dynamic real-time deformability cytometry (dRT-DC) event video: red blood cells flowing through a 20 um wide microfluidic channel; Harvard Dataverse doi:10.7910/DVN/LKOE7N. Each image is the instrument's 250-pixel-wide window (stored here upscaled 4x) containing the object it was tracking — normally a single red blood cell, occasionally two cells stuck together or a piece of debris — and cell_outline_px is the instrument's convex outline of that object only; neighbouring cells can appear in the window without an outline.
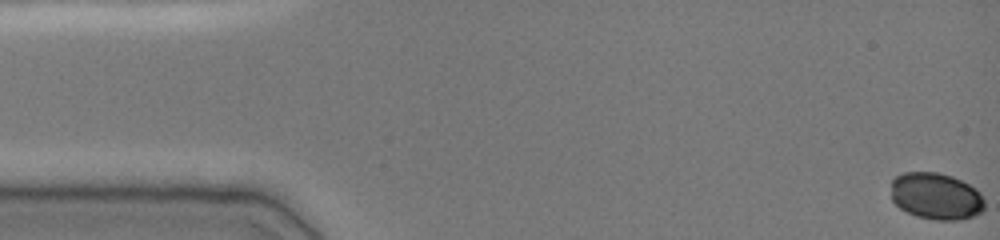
{"species": "common noctule bat (a hibernating species)", "species_latin": "Nyctalus noctula", "temperature_condition": "cold", "stored_images_in_passage": 48, "camera_frame_rate_fps": 3000, "um_per_image_px": 0.085, "animal": {"sex": "female", "body_mass_g": 19.0, "forearm_length_mm": 51.5}, "frame": {"image": 1, "passage_image": 1, "time_ms": 0.0, "image_size_px": [1000, 240], "cell_outline_px": [[984, 212], [960, 220], [936, 220], [916, 216], [900, 208], [892, 200], [892, 180], [896, 176], [904, 172], [936, 172], [952, 176], [976, 188], [980, 192], [984, 200]], "centroid_in_image_um": [79.58, 16.68], "position_along_channel_um": 5.4, "area_um2": 25.61}}
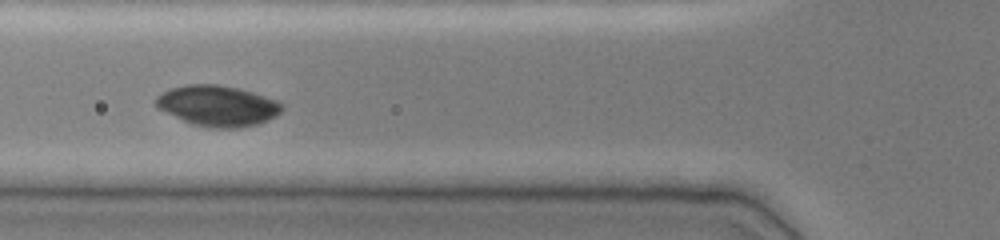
{"frame": {"image": 2, "passage_image": 19, "time_ms": 6.0, "image_size_px": [1000, 240], "cell_outline_px": [[284, 108], [276, 116], [260, 124], [240, 128], [208, 128], [192, 124], [156, 108], [156, 96], [172, 88], [184, 84], [216, 84], [236, 88], [252, 92], [280, 100], [284, 104]], "centroid_in_image_um": [18.54, 9.0], "position_along_channel_um": 107.3, "area_um2": 30.17}}
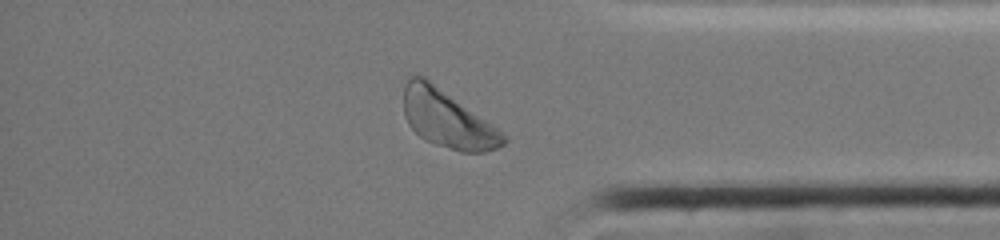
{"frame": {"image": 3, "passage_image": 42, "time_ms": 13.667, "image_size_px": [1000, 240], "cell_outline_px": [[508, 140], [504, 144], [496, 148], [484, 152], [460, 152], [424, 140], [408, 124], [404, 116], [404, 84], [408, 76], [424, 76], [492, 124]], "centroid_in_image_um": [37.98, 10.11], "position_along_channel_um": 397.2, "area_um2": 33.12}}